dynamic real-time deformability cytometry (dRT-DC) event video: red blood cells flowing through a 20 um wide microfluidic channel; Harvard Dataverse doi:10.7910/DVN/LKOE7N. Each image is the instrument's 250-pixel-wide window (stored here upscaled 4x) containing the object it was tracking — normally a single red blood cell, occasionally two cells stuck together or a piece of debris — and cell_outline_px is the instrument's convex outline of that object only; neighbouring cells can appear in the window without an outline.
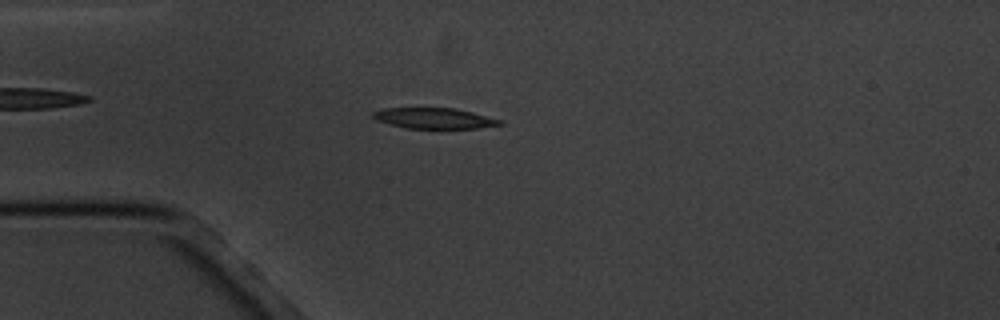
{"species": "common noctule bat (a hibernating species)", "species_latin": "Nyctalus noctula", "temperature_condition": "cold", "stored_images_in_passage": 3, "camera_frame_rate_fps": 3000, "um_per_image_px": 0.085, "animal": {"sex": "male", "body_mass_g": 20.1, "forearm_length_mm": 53.5}, "frame": {"image": 1, "passage_image": 3, "time_ms": 3.333, "image_size_px": [1000, 320], "cell_outline_px": [[504, 124], [476, 128], [408, 128], [376, 120], [372, 116], [372, 112], [384, 108], [456, 108], [472, 112], [500, 120]], "centroid_in_image_um": [36.89, 10.04], "position_along_channel_um": 48.1, "area_um2": 15.03}}